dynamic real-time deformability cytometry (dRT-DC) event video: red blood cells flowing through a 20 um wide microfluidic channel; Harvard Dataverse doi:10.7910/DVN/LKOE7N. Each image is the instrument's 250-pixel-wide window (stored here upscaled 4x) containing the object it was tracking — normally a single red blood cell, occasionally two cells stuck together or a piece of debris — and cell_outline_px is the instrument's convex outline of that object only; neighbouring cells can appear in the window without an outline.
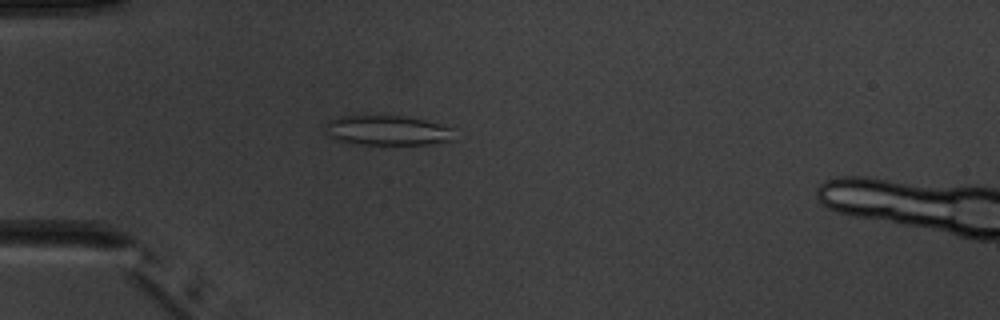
{"species": "common noctule bat (a hibernating species)", "species_latin": "Nyctalus noctula", "temperature_condition": "warm", "stored_images_in_passage": 3, "camera_frame_rate_fps": 3000, "um_per_image_px": 0.085, "animal": {"sex": "male", "body_mass_g": 20.1, "forearm_length_mm": 53.5}, "frame": {"image": 1, "passage_image": 2, "time_ms": 1.0, "image_size_px": [1000, 320], "cell_outline_px": [[456, 140], [432, 144], [360, 144], [336, 140], [328, 136], [324, 132], [328, 120], [340, 116], [404, 116], [424, 120], [452, 128]], "centroid_in_image_um": [32.93, 11.09], "position_along_channel_um": 52.1, "area_um2": 22.48}}